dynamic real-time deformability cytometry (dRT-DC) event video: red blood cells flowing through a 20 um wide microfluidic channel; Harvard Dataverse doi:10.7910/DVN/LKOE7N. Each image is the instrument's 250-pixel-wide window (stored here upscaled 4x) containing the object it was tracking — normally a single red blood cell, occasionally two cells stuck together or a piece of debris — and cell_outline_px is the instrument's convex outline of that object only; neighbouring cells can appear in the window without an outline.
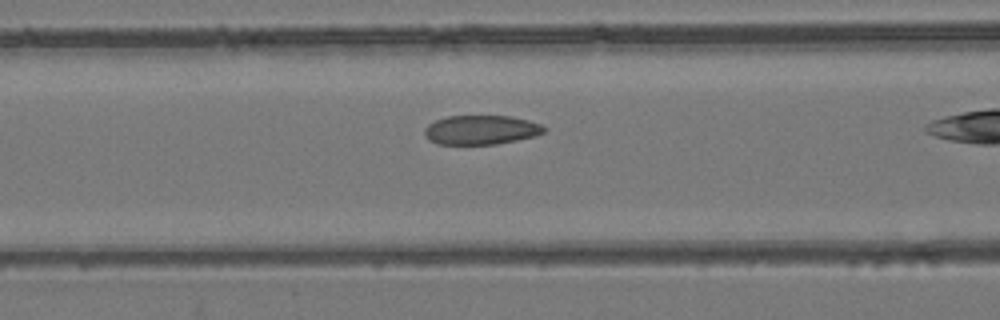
{"species": "common noctule bat (a hibernating species)", "species_latin": "Nyctalus noctula", "temperature_condition": "room temperature", "stored_images_in_passage": 27, "camera_frame_rate_fps": 3000, "um_per_image_px": 0.085, "animal": {"sex": "female", "body_mass_g": 24.6, "forearm_length_mm": 56.2}, "frame": {"image": 1, "passage_image": 7, "time_ms": 2.0, "image_size_px": [1000, 320], "cell_outline_px": [[548, 128], [544, 132], [536, 136], [496, 144], [436, 144], [428, 140], [424, 136], [424, 128], [428, 124], [436, 120], [448, 116], [508, 116], [528, 120], [540, 124]], "centroid_in_image_um": [40.87, 11.04], "position_along_channel_um": 125.7, "area_um2": 20.46}}
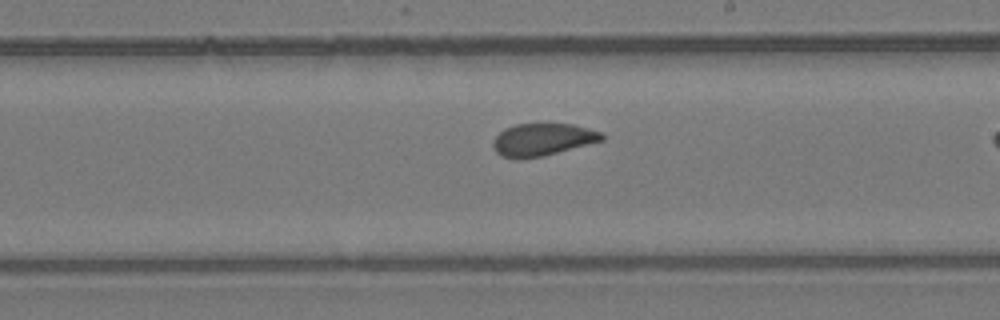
{"frame": {"image": 2, "passage_image": 16, "time_ms": 5.0, "image_size_px": [1000, 320], "cell_outline_px": [[604, 140], [544, 156], [520, 160], [500, 156], [496, 152], [492, 144], [496, 136], [504, 128], [516, 124], [572, 124], [588, 128], [600, 132], [604, 136]], "centroid_in_image_um": [46.09, 11.88], "position_along_channel_um": 242.9, "area_um2": 20.63}}
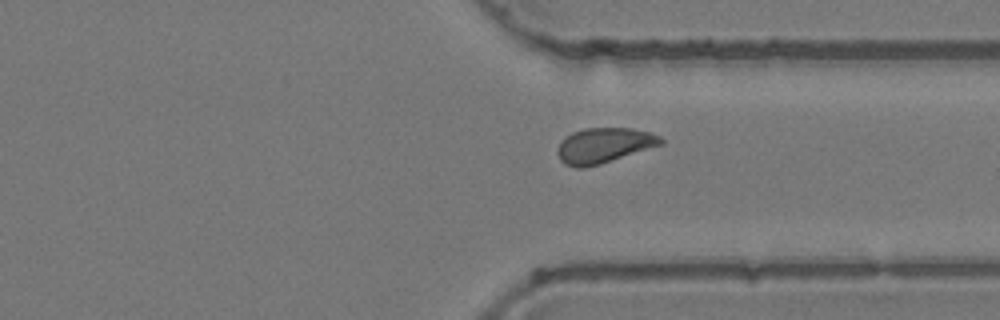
{"frame": {"image": 3, "passage_image": 25, "time_ms": 8.0, "image_size_px": [1000, 320], "cell_outline_px": [[664, 144], [600, 164], [584, 168], [576, 168], [564, 164], [560, 160], [556, 152], [560, 140], [572, 132], [584, 128], [632, 128], [652, 132], [660, 136], [664, 140]], "centroid_in_image_um": [51.33, 12.36], "position_along_channel_um": 360.1, "area_um2": 21.5}}